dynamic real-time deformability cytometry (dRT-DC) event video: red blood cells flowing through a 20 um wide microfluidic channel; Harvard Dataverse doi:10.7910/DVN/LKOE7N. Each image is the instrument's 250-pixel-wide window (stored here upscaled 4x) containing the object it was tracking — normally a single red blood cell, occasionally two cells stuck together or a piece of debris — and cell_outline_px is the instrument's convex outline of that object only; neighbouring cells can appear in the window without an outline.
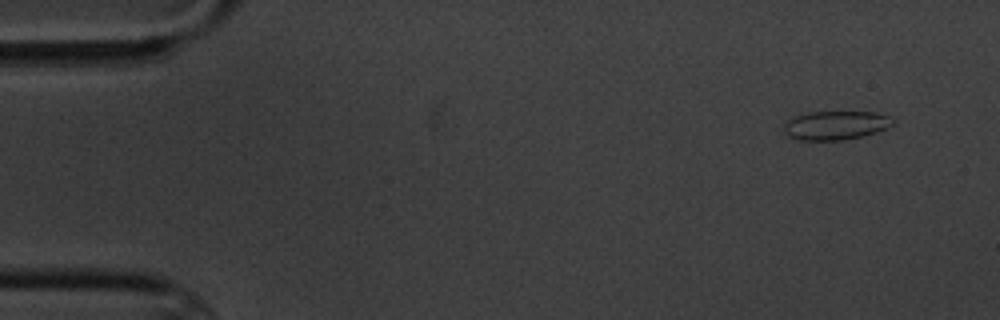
{"species": "common noctule bat (a hibernating species)", "species_latin": "Nyctalus noctula", "temperature_condition": "cold", "stored_images_in_passage": 5, "segment_of_instrument_passage": [2, 2], "camera_frame_rate_fps": 3000, "um_per_image_px": 0.085, "animal": {"sex": "male", "body_mass_g": 20.1, "forearm_length_mm": 53.5}, "frame": {"image": 1, "passage_image": 5, "time_ms": 4.667, "image_size_px": [1000, 320], "cell_outline_px": [[896, 124], [876, 132], [864, 136], [844, 140], [792, 140], [784, 132], [784, 120], [792, 116], [808, 112], [876, 112], [888, 116]], "centroid_in_image_um": [70.97, 10.66], "position_along_channel_um": 14.0, "area_um2": 18.67}}